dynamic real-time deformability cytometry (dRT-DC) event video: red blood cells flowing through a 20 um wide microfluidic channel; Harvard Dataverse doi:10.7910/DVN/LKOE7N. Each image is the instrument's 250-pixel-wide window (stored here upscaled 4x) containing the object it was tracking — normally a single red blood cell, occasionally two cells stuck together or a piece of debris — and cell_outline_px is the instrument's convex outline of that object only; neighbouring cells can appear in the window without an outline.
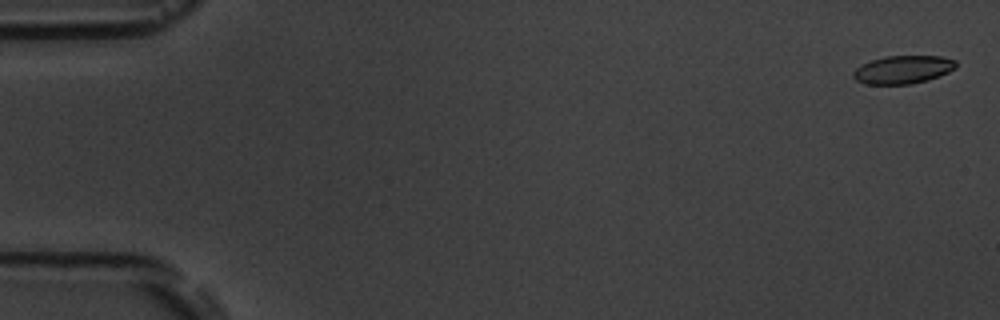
{"species": "common noctule bat (a hibernating species)", "species_latin": "Nyctalus noctula", "temperature_condition": "room temperature", "stored_images_in_passage": 15, "camera_frame_rate_fps": 3000, "um_per_image_px": 0.085, "animal": {"sex": "male", "body_mass_g": 19.5, "forearm_length_mm": 54.6}, "frame": {"image": 1, "passage_image": 1, "time_ms": 0.0, "image_size_px": [1000, 320], "cell_outline_px": [[956, 68], [940, 76], [928, 80], [912, 84], [864, 84], [856, 80], [852, 76], [852, 72], [856, 68], [872, 60], [884, 56], [940, 56], [956, 60]], "centroid_in_image_um": [76.76, 5.92], "position_along_channel_um": 8.2, "area_um2": 16.88}}
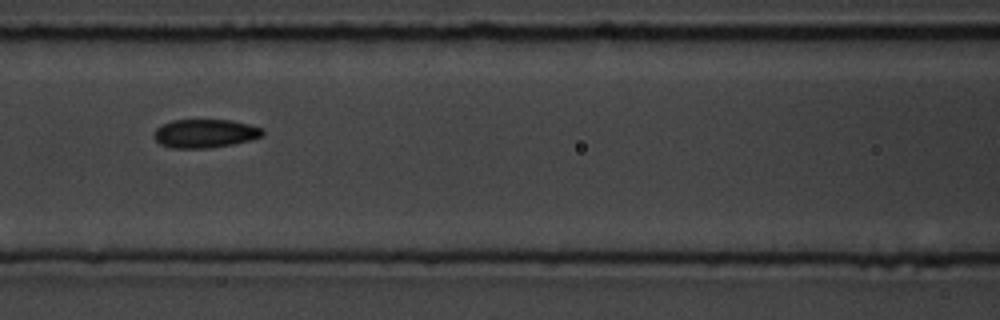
{"frame": {"image": 2, "passage_image": 7, "time_ms": 8.0, "image_size_px": [1000, 320], "cell_outline_px": [[264, 136], [232, 144], [208, 148], [172, 148], [160, 144], [156, 140], [156, 128], [172, 120], [232, 120], [264, 128]], "centroid_in_image_um": [17.47, 11.34], "position_along_channel_um": 149.1, "area_um2": 17.92}}
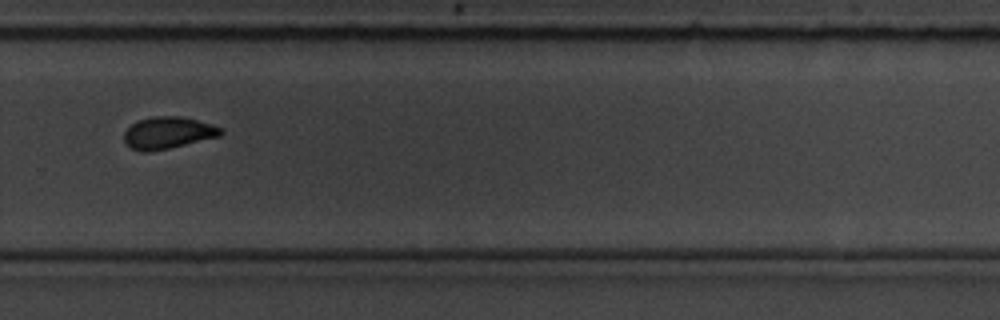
{"frame": {"image": 3, "passage_image": 11, "time_ms": 12.667, "image_size_px": [1000, 320], "cell_outline_px": [[224, 132], [220, 136], [168, 148], [148, 152], [144, 152], [132, 148], [124, 140], [124, 132], [136, 120], [152, 116], [184, 116], [212, 124], [220, 128]], "centroid_in_image_um": [14.28, 11.26], "position_along_channel_um": 315.5, "area_um2": 17.92}, "authors_computed_cell_mechanics": {"area_um2": 17.918, "velocity_mm_per_s": 3.5854, "shape_relaxation_time_tau1_ms": 4.147, "shape_relaxation_time_tau2_ms": 2.1694, "deformation_change_tau1": 0.1043, "deformation_change_tau2": 0.0287}}